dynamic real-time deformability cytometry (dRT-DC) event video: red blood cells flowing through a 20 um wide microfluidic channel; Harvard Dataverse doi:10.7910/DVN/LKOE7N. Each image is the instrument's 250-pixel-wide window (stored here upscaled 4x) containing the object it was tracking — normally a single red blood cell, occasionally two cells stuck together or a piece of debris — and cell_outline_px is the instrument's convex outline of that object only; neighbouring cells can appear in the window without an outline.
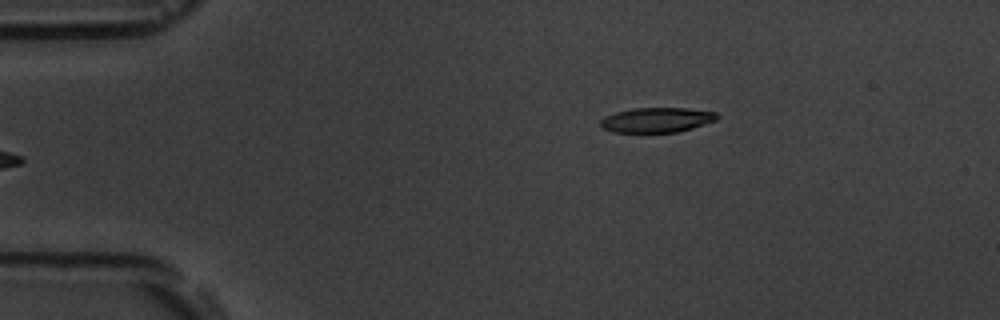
{"species": "common noctule bat (a hibernating species)", "species_latin": "Nyctalus noctula", "temperature_condition": "room temperature", "stored_images_in_passage": 6, "camera_frame_rate_fps": 3000, "um_per_image_px": 0.085, "animal": {"sex": "male", "body_mass_g": 19.5, "forearm_length_mm": 54.6}, "frame": {"image": 1, "passage_image": 6, "time_ms": 5.667, "image_size_px": [1000, 320], "cell_outline_px": [[720, 116], [716, 120], [692, 128], [676, 132], [612, 132], [600, 128], [600, 120], [604, 116], [616, 112], [632, 108], [688, 108], [716, 112]], "centroid_in_image_um": [55.8, 10.19], "position_along_channel_um": 29.2, "area_um2": 16.99}}